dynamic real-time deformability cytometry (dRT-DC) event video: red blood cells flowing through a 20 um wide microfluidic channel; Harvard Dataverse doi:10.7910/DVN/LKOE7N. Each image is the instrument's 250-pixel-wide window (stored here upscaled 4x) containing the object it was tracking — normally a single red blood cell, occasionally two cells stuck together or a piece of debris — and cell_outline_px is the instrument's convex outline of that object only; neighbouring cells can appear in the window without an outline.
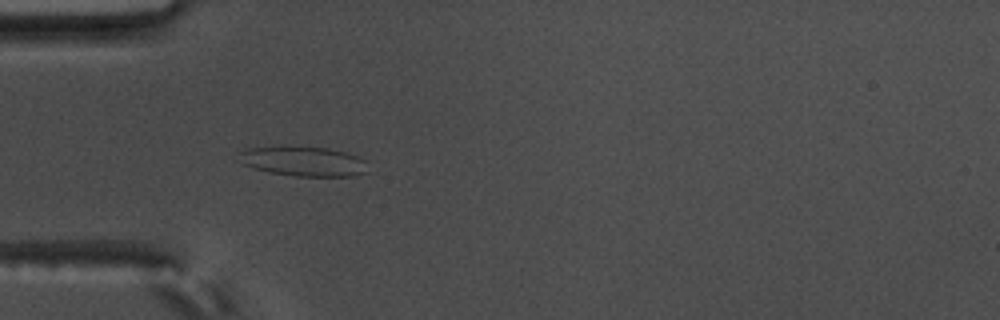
{"species": "common noctule bat (a hibernating species)", "species_latin": "Nyctalus noctula", "temperature_condition": "warm", "stored_images_in_passage": 57, "camera_frame_rate_fps": 3000, "um_per_image_px": 0.085, "animal": {"sex": "male", "body_mass_g": 17.5, "forearm_length_mm": 52.3}, "frame": {"image": 1, "passage_image": 17, "time_ms": 5.333, "image_size_px": [1000, 320], "cell_outline_px": [[368, 172], [352, 176], [296, 176], [268, 172], [252, 168], [244, 164], [240, 152], [248, 148], [280, 144], [284, 144], [328, 148], [344, 152], [356, 156], [364, 160]], "centroid_in_image_um": [25.77, 13.68], "position_along_channel_um": 59.2, "area_um2": 22.72}}
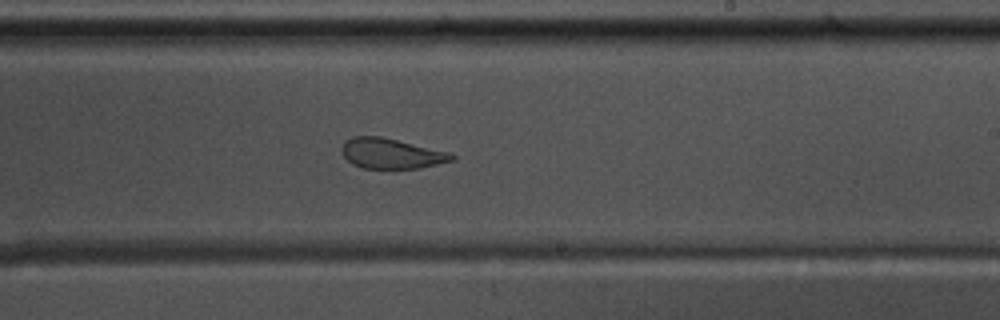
{"frame": {"image": 2, "passage_image": 34, "time_ms": 11.0, "image_size_px": [1000, 320], "cell_outline_px": [[456, 160], [420, 168], [364, 168], [352, 164], [340, 152], [340, 148], [344, 140], [352, 136], [380, 136], [448, 152], [456, 156]], "centroid_in_image_um": [33.22, 13.04], "position_along_channel_um": 255.8, "area_um2": 19.42}}
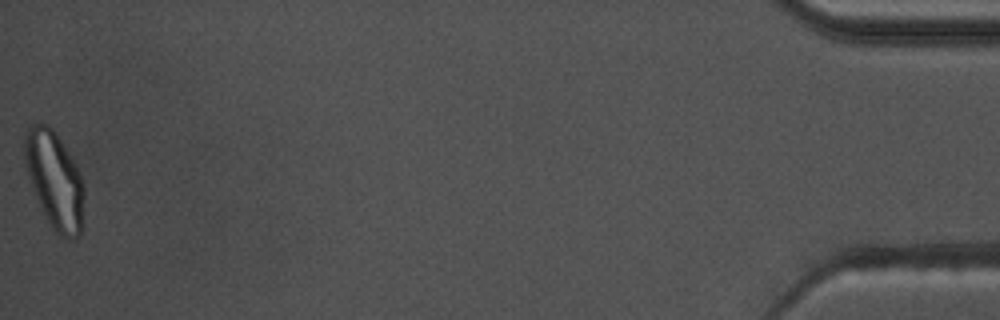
{"frame": {"image": 3, "passage_image": 57, "time_ms": 18.667, "image_size_px": [1000, 320], "cell_outline_px": [[84, 196], [80, 236], [76, 240], [72, 240], [56, 232], [48, 220], [32, 188], [24, 164], [24, 132], [32, 124], [48, 124], [56, 132], [76, 164], [84, 184]], "centroid_in_image_um": [4.64, 15.26], "position_along_channel_um": 430.6, "area_um2": 33.58}, "authors_computed_cell_mechanics": {"area_um2": 25.2008, "velocity_mm_per_s": 3.5488, "shape_relaxation_time_tau1_ms": null, "shape_relaxation_time_tau2_ms": 1.4626, "deformation_change_tau1": null, "deformation_change_tau2": 0.0794}}